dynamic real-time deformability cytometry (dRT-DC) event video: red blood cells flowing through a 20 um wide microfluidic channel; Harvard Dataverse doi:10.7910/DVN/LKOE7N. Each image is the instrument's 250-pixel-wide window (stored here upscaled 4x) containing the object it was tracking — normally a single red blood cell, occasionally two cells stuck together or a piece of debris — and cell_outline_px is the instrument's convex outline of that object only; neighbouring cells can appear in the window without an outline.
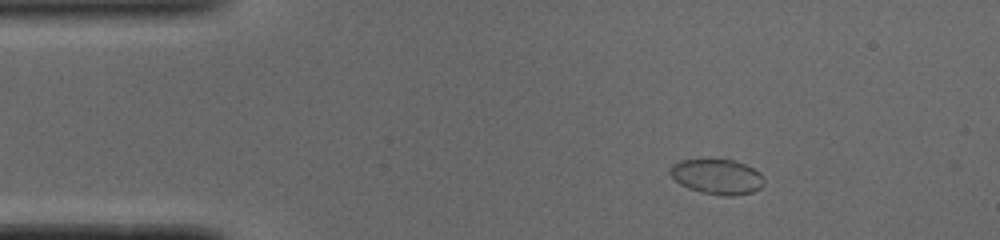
{"species": "common noctule bat (a hibernating species)", "species_latin": "Nyctalus noctula", "temperature_condition": "cold", "stored_images_in_passage": 45, "camera_frame_rate_fps": 3000, "um_per_image_px": 0.085, "animal": {"sex": "male", "body_mass_g": 19.0, "forearm_length_mm": 50.8}, "frame": {"image": 1, "passage_image": 1, "time_ms": 0.0, "image_size_px": [1000, 240], "cell_outline_px": [[764, 184], [760, 188], [752, 192], [732, 196], [720, 196], [700, 192], [688, 188], [680, 184], [668, 172], [668, 168], [672, 164], [680, 160], [732, 160], [744, 164], [760, 172], [764, 180]], "centroid_in_image_um": [60.93, 15.03], "position_along_channel_um": 24.1, "area_um2": 19.25}}
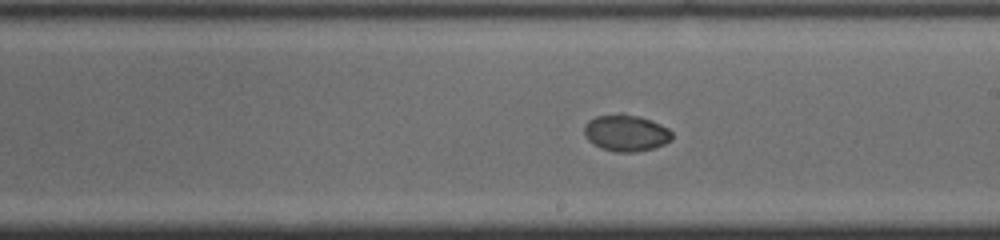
{"frame": {"image": 2, "passage_image": 22, "time_ms": 7.0, "image_size_px": [1000, 240], "cell_outline_px": [[672, 140], [664, 144], [652, 148], [636, 152], [616, 152], [600, 148], [588, 140], [584, 132], [584, 124], [588, 120], [596, 116], [620, 112], [624, 112], [652, 120], [668, 128], [672, 132]], "centroid_in_image_um": [53.2, 11.28], "position_along_channel_um": 235.8, "area_um2": 19.02}}
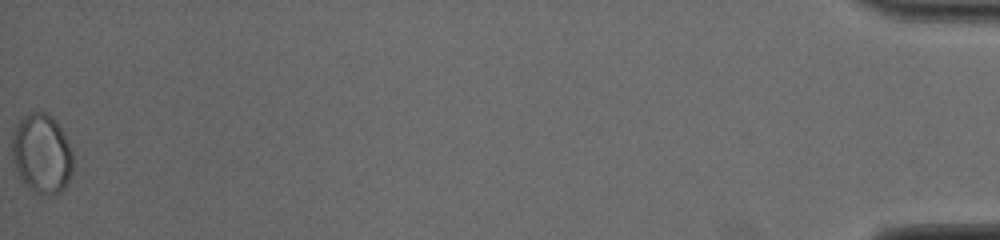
{"frame": {"image": 3, "passage_image": 45, "time_ms": 14.667, "image_size_px": [1000, 240], "cell_outline_px": [[72, 172], [64, 188], [60, 192], [52, 196], [40, 196], [28, 188], [24, 184], [16, 168], [12, 156], [12, 136], [16, 124], [28, 112], [44, 112], [52, 116], [56, 120], [72, 152]], "centroid_in_image_um": [3.54, 13.09], "position_along_channel_um": 431.7, "area_um2": 28.32}, "authors_computed_cell_mechanics": {"area_um2": 19.0162, "velocity_mm_per_s": 3.8937, "shape_relaxation_time_tau1_ms": 8.9287, "shape_relaxation_time_tau2_ms": null, "deformation_change_tau1": 0.1829, "deformation_change_tau2": null}}